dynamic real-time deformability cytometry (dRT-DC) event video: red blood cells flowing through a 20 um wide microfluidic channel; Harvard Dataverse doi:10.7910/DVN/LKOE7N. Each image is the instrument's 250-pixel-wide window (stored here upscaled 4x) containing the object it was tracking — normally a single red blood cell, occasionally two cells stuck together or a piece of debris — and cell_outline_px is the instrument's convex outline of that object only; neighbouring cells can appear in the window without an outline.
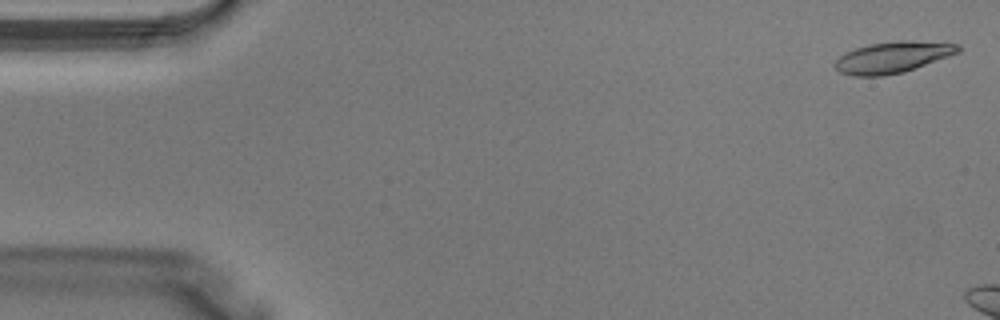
{"species": "Egyptian fruit bat (a non-hibernating species)", "species_latin": "Rousettus aegyptiacus", "temperature_condition": "warm", "stored_images_in_passage": 2, "camera_frame_rate_fps": 3000, "um_per_image_px": 0.085, "animal": {"sex": "male"}, "frame": {"image": 1, "passage_image": 1, "time_ms": 0.0, "image_size_px": [1000, 320], "cell_outline_px": [[960, 52], [904, 72], [884, 76], [852, 76], [840, 72], [832, 64], [840, 56], [856, 48], [868, 44], [896, 40], [912, 40], [960, 44]], "centroid_in_image_um": [75.88, 4.86], "position_along_channel_um": 9.1, "area_um2": 22.54}}